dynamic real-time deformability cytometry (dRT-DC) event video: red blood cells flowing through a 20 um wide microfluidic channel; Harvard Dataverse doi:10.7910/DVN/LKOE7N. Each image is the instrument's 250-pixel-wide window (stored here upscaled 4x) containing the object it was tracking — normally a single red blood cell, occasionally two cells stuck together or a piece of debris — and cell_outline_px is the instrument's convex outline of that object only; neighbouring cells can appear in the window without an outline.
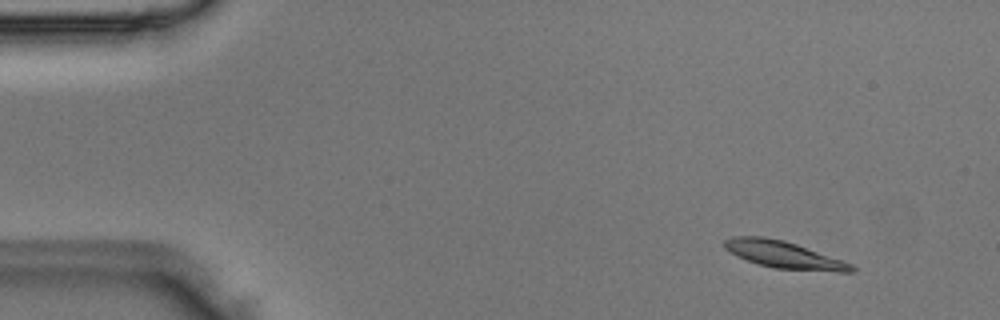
{"species": "Egyptian fruit bat (a non-hibernating species)", "species_latin": "Rousettus aegyptiacus", "temperature_condition": "room temperature", "stored_images_in_passage": 50, "segment_of_instrument_passage": [1, 2], "camera_frame_rate_fps": 3000, "um_per_image_px": 0.085, "animal": {"sex": "male"}, "frame": {"image": 1, "passage_image": 5, "time_ms": 1.333, "image_size_px": [1000, 320], "cell_outline_px": [[856, 272], [840, 272], [772, 268], [736, 256], [724, 248], [724, 240], [732, 236], [764, 236], [784, 240], [796, 244], [852, 264], [856, 268]], "centroid_in_image_um": [66.61, 21.65], "position_along_channel_um": 18.4, "area_um2": 19.94}}
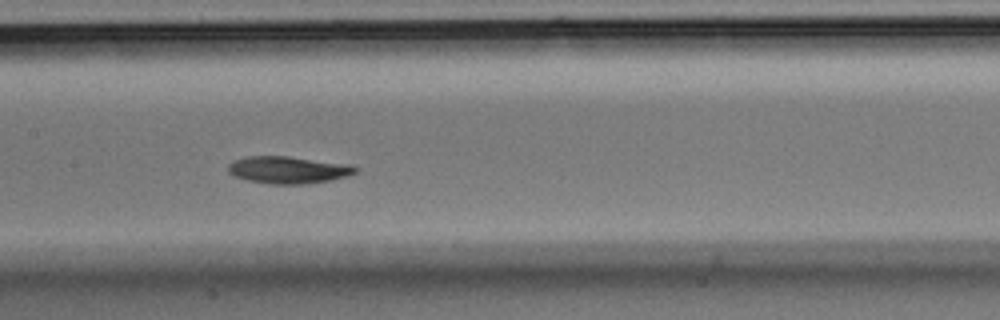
{"frame": {"image": 2, "passage_image": 24, "time_ms": 7.667, "image_size_px": [1000, 320], "cell_outline_px": [[360, 168], [356, 172], [348, 176], [332, 180], [304, 184], [272, 184], [248, 180], [236, 176], [228, 172], [228, 164], [236, 160], [248, 156], [288, 156], [352, 164]], "centroid_in_image_um": [24.57, 14.43], "position_along_channel_um": 182.8, "area_um2": 20.23}}
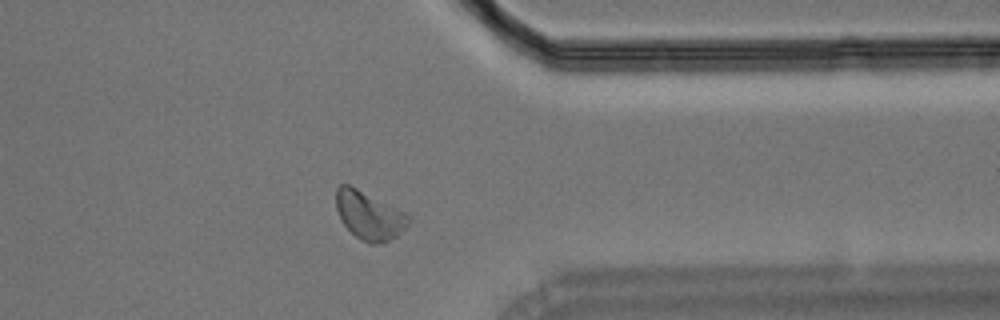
{"frame": {"image": 3, "passage_image": 39, "time_ms": 12.667, "image_size_px": [1000, 320], "cell_outline_px": [[412, 220], [396, 236], [380, 244], [372, 244], [360, 240], [344, 224], [336, 208], [336, 188], [340, 184], [348, 184], [404, 212]], "centroid_in_image_um": [31.36, 18.32], "position_along_channel_um": 380.0, "area_um2": 19.88}}